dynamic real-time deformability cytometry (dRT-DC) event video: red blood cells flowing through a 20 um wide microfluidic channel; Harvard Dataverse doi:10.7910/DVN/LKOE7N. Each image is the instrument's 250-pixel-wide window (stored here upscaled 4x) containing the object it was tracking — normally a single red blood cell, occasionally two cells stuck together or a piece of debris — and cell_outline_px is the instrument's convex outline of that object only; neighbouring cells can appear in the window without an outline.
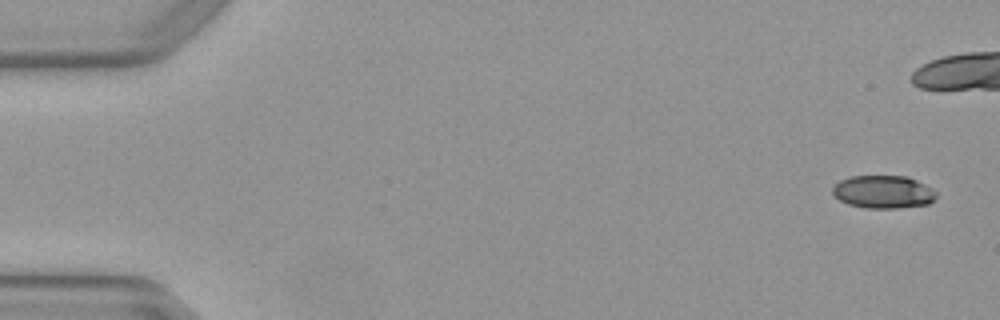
{"species": "Egyptian fruit bat (a non-hibernating species)", "species_latin": "Rousettus aegyptiacus", "temperature_condition": "warm", "stored_images_in_passage": 6, "camera_frame_rate_fps": 3000, "um_per_image_px": 0.085, "animal": {"sex": "female"}, "frame": {"image": 1, "passage_image": 1, "time_ms": 0.0, "image_size_px": [1000, 320], "cell_outline_px": [[936, 196], [928, 204], [896, 208], [864, 208], [848, 204], [832, 196], [832, 188], [840, 180], [848, 176], [908, 176], [932, 188], [936, 192]], "centroid_in_image_um": [75.04, 16.31], "position_along_channel_um": 10.0, "area_um2": 19.94}}